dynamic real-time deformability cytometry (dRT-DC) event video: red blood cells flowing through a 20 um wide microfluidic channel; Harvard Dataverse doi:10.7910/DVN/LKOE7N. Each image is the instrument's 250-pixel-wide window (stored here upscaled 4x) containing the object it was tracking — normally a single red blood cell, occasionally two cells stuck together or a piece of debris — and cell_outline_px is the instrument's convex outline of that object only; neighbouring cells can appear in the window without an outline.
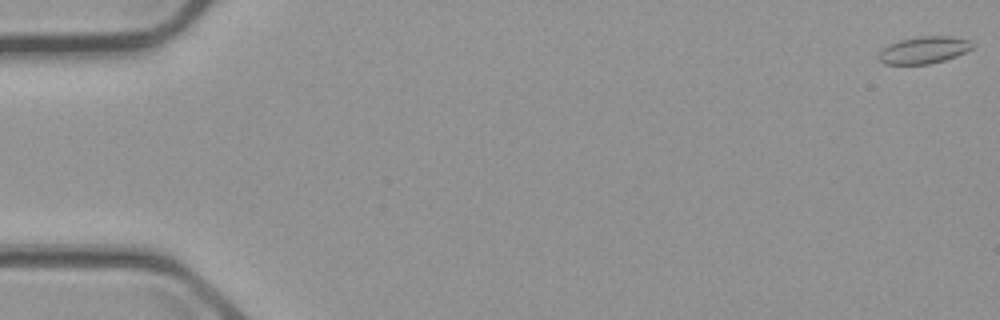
{"species": "common noctule bat (a hibernating species)", "species_latin": "Nyctalus noctula", "temperature_condition": "cold", "stored_images_in_passage": 17, "camera_frame_rate_fps": 3000, "um_per_image_px": 0.085, "animal": {"sex": "male", "body_mass_g": 23.1, "forearm_length_mm": 52.7}, "frame": {"image": 1, "passage_image": 1, "time_ms": 0.0, "image_size_px": [1000, 320], "cell_outline_px": [[972, 48], [956, 56], [944, 60], [928, 64], [884, 64], [880, 60], [880, 52], [888, 44], [900, 40], [920, 36], [948, 36], [968, 40], [972, 44]], "centroid_in_image_um": [78.52, 4.25], "position_along_channel_um": 6.5, "area_um2": 14.45}}
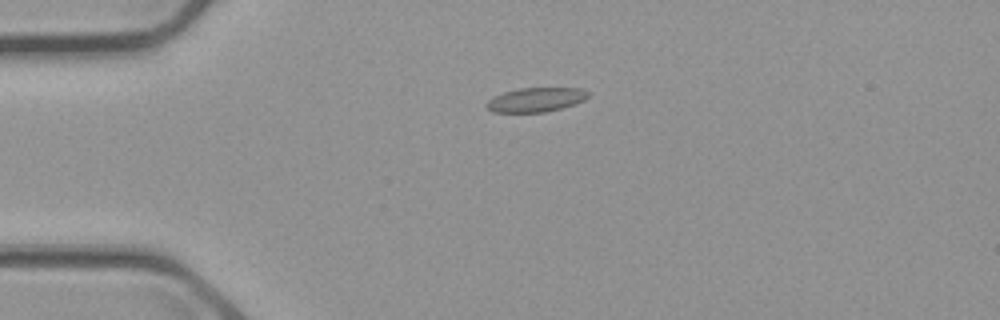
{"frame": {"image": 2, "passage_image": 14, "time_ms": 4.333, "image_size_px": [1000, 320], "cell_outline_px": [[588, 96], [584, 100], [576, 104], [544, 112], [492, 112], [484, 104], [488, 100], [504, 92], [520, 88], [580, 88], [588, 92]], "centroid_in_image_um": [45.54, 8.48], "position_along_channel_um": 39.5, "area_um2": 14.22}}